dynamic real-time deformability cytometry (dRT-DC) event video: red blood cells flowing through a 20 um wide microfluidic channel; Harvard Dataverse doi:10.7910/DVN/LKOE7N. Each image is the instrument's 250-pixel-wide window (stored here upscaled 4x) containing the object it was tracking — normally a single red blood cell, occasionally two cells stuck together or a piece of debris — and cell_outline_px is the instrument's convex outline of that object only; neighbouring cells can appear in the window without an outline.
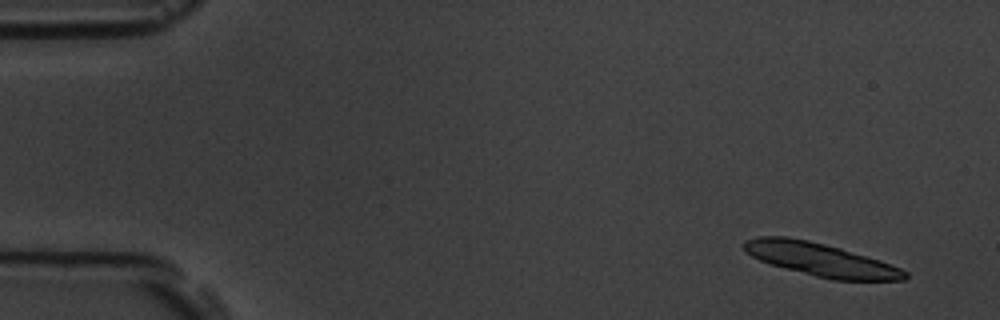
{"species": "common noctule bat (a hibernating species)", "species_latin": "Nyctalus noctula", "temperature_condition": "room temperature", "stored_images_in_passage": 13, "camera_frame_rate_fps": 3000, "um_per_image_px": 0.085, "animal": {"sex": "male", "body_mass_g": 19.5, "forearm_length_mm": 54.6}, "frame": {"image": 1, "passage_image": 1, "time_ms": 0.0, "image_size_px": [1000, 320], "cell_outline_px": [[908, 276], [904, 280], [832, 280], [816, 276], [772, 264], [760, 260], [744, 252], [744, 240], [756, 236], [788, 236], [808, 240], [840, 248], [880, 260], [900, 268], [908, 272]], "centroid_in_image_um": [69.74, 22.05], "position_along_channel_um": 15.3, "area_um2": 30.81}}
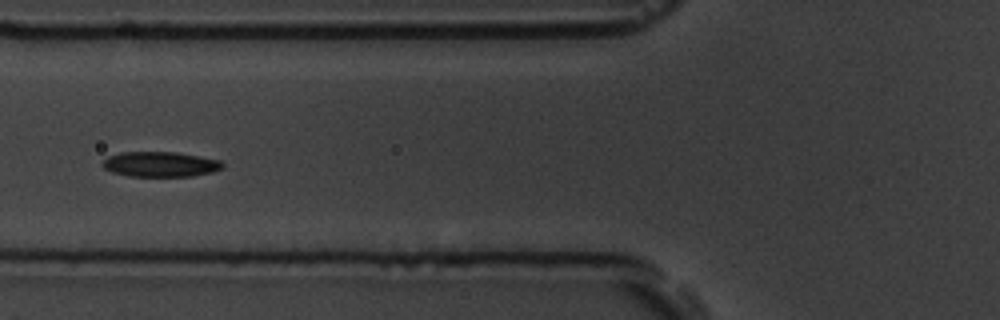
{"frame": {"image": 2, "passage_image": 6, "time_ms": 6.333, "image_size_px": [1000, 320], "cell_outline_px": [[224, 168], [212, 172], [192, 176], [128, 176], [112, 172], [104, 168], [100, 164], [108, 156], [120, 152], [176, 152], [220, 160], [224, 164]], "centroid_in_image_um": [13.62, 13.96], "position_along_channel_um": 112.2, "area_um2": 17.63}}
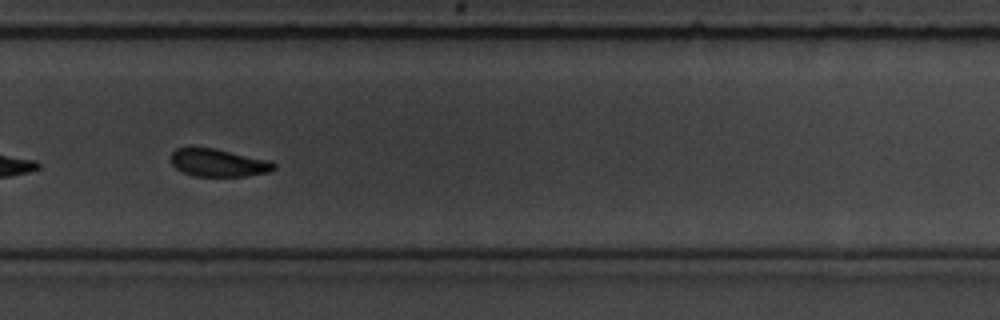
{"frame": {"image": 3, "passage_image": 11, "time_ms": 12.0, "image_size_px": [1000, 320], "cell_outline_px": [[276, 168], [268, 172], [248, 176], [192, 176], [176, 168], [172, 164], [172, 152], [176, 148], [216, 148], [272, 160], [276, 164]], "centroid_in_image_um": [18.62, 13.83], "position_along_channel_um": 311.2, "area_um2": 16.76}, "authors_computed_cell_mechanics": {"area_um2": 17.918, "velocity_mm_per_s": 3.5214, "shape_relaxation_time_tau1_ms": 3.6659, "shape_relaxation_time_tau2_ms": 2.9911, "deformation_change_tau1": 0.0998, "deformation_change_tau2": 0.0579}}